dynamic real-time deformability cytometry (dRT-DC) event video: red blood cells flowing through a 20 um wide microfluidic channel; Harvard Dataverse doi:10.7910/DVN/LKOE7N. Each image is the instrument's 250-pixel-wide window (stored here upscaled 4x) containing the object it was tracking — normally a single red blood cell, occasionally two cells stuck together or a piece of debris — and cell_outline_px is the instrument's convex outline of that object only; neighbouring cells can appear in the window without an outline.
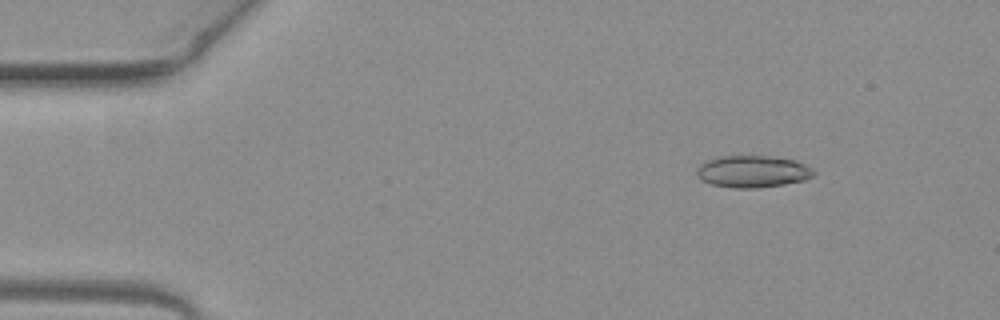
{"species": "common noctule bat (a hibernating species)", "species_latin": "Nyctalus noctula", "temperature_condition": "warm", "stored_images_in_passage": 4, "camera_frame_rate_fps": 3000, "um_per_image_px": 0.085, "animal": {"sex": "female", "body_mass_g": 19.3, "forearm_length_mm": 54.1}, "frame": {"image": 1, "passage_image": 4, "time_ms": 1.0, "image_size_px": [1000, 320], "cell_outline_px": [[816, 172], [812, 176], [804, 180], [784, 184], [756, 188], [732, 188], [712, 184], [696, 176], [696, 168], [700, 164], [708, 160], [720, 156], [768, 156], [796, 160], [812, 168]], "centroid_in_image_um": [63.97, 14.57], "position_along_channel_um": 21.0, "area_um2": 21.73}}